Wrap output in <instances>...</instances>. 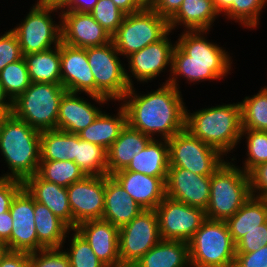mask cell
<instances>
[{"label": "cell", "mask_w": 267, "mask_h": 267, "mask_svg": "<svg viewBox=\"0 0 267 267\" xmlns=\"http://www.w3.org/2000/svg\"><path fill=\"white\" fill-rule=\"evenodd\" d=\"M188 242L160 240L131 267H188Z\"/></svg>", "instance_id": "obj_26"}, {"label": "cell", "mask_w": 267, "mask_h": 267, "mask_svg": "<svg viewBox=\"0 0 267 267\" xmlns=\"http://www.w3.org/2000/svg\"><path fill=\"white\" fill-rule=\"evenodd\" d=\"M41 132L12 113L0 122V150L11 173L2 178L24 182L38 172L40 164Z\"/></svg>", "instance_id": "obj_3"}, {"label": "cell", "mask_w": 267, "mask_h": 267, "mask_svg": "<svg viewBox=\"0 0 267 267\" xmlns=\"http://www.w3.org/2000/svg\"><path fill=\"white\" fill-rule=\"evenodd\" d=\"M267 221V199L251 196L242 207L225 222L236 244L249 231Z\"/></svg>", "instance_id": "obj_30"}, {"label": "cell", "mask_w": 267, "mask_h": 267, "mask_svg": "<svg viewBox=\"0 0 267 267\" xmlns=\"http://www.w3.org/2000/svg\"><path fill=\"white\" fill-rule=\"evenodd\" d=\"M22 188V181L0 177V214L10 210L13 198Z\"/></svg>", "instance_id": "obj_46"}, {"label": "cell", "mask_w": 267, "mask_h": 267, "mask_svg": "<svg viewBox=\"0 0 267 267\" xmlns=\"http://www.w3.org/2000/svg\"><path fill=\"white\" fill-rule=\"evenodd\" d=\"M169 33L171 30L161 40L127 56L129 70L137 81L147 82L156 78L168 65L171 69L175 44L173 45L169 41L170 39L167 37Z\"/></svg>", "instance_id": "obj_20"}, {"label": "cell", "mask_w": 267, "mask_h": 267, "mask_svg": "<svg viewBox=\"0 0 267 267\" xmlns=\"http://www.w3.org/2000/svg\"><path fill=\"white\" fill-rule=\"evenodd\" d=\"M169 167L184 168L204 176L212 174L225 162L222 154L193 136L187 129L167 140Z\"/></svg>", "instance_id": "obj_11"}, {"label": "cell", "mask_w": 267, "mask_h": 267, "mask_svg": "<svg viewBox=\"0 0 267 267\" xmlns=\"http://www.w3.org/2000/svg\"><path fill=\"white\" fill-rule=\"evenodd\" d=\"M74 163L86 176L108 175L107 150L83 140L76 134V158Z\"/></svg>", "instance_id": "obj_34"}, {"label": "cell", "mask_w": 267, "mask_h": 267, "mask_svg": "<svg viewBox=\"0 0 267 267\" xmlns=\"http://www.w3.org/2000/svg\"><path fill=\"white\" fill-rule=\"evenodd\" d=\"M65 92L61 84L31 82L12 102L11 113L40 132L57 129L60 102Z\"/></svg>", "instance_id": "obj_6"}, {"label": "cell", "mask_w": 267, "mask_h": 267, "mask_svg": "<svg viewBox=\"0 0 267 267\" xmlns=\"http://www.w3.org/2000/svg\"><path fill=\"white\" fill-rule=\"evenodd\" d=\"M246 134L248 158L242 170L249 173L257 165L267 162V132L242 129L241 137Z\"/></svg>", "instance_id": "obj_38"}, {"label": "cell", "mask_w": 267, "mask_h": 267, "mask_svg": "<svg viewBox=\"0 0 267 267\" xmlns=\"http://www.w3.org/2000/svg\"><path fill=\"white\" fill-rule=\"evenodd\" d=\"M13 220L10 239L6 242L9 251L33 253L44 247L38 242L35 229L34 198L23 187L10 205Z\"/></svg>", "instance_id": "obj_14"}, {"label": "cell", "mask_w": 267, "mask_h": 267, "mask_svg": "<svg viewBox=\"0 0 267 267\" xmlns=\"http://www.w3.org/2000/svg\"><path fill=\"white\" fill-rule=\"evenodd\" d=\"M71 246L65 251L71 267H106L93 252L91 246L75 229H73Z\"/></svg>", "instance_id": "obj_40"}, {"label": "cell", "mask_w": 267, "mask_h": 267, "mask_svg": "<svg viewBox=\"0 0 267 267\" xmlns=\"http://www.w3.org/2000/svg\"><path fill=\"white\" fill-rule=\"evenodd\" d=\"M5 116V114L0 110V122L2 120V118Z\"/></svg>", "instance_id": "obj_58"}, {"label": "cell", "mask_w": 267, "mask_h": 267, "mask_svg": "<svg viewBox=\"0 0 267 267\" xmlns=\"http://www.w3.org/2000/svg\"><path fill=\"white\" fill-rule=\"evenodd\" d=\"M206 30H184L172 54L171 78L166 80L179 89L177 76L189 82L223 78L231 69V59L217 44L208 42ZM173 74V75H172ZM173 76V77H172Z\"/></svg>", "instance_id": "obj_2"}, {"label": "cell", "mask_w": 267, "mask_h": 267, "mask_svg": "<svg viewBox=\"0 0 267 267\" xmlns=\"http://www.w3.org/2000/svg\"><path fill=\"white\" fill-rule=\"evenodd\" d=\"M61 85L68 92H85L94 101L106 103L107 98L95 95V79L88 64L87 48L60 43Z\"/></svg>", "instance_id": "obj_16"}, {"label": "cell", "mask_w": 267, "mask_h": 267, "mask_svg": "<svg viewBox=\"0 0 267 267\" xmlns=\"http://www.w3.org/2000/svg\"><path fill=\"white\" fill-rule=\"evenodd\" d=\"M38 3L50 4L59 6L64 0H37Z\"/></svg>", "instance_id": "obj_57"}, {"label": "cell", "mask_w": 267, "mask_h": 267, "mask_svg": "<svg viewBox=\"0 0 267 267\" xmlns=\"http://www.w3.org/2000/svg\"><path fill=\"white\" fill-rule=\"evenodd\" d=\"M119 108L116 117L101 111L87 128L78 133L79 137L108 150L127 124L125 109L122 105Z\"/></svg>", "instance_id": "obj_29"}, {"label": "cell", "mask_w": 267, "mask_h": 267, "mask_svg": "<svg viewBox=\"0 0 267 267\" xmlns=\"http://www.w3.org/2000/svg\"><path fill=\"white\" fill-rule=\"evenodd\" d=\"M248 175L251 196L267 199V162L254 167Z\"/></svg>", "instance_id": "obj_45"}, {"label": "cell", "mask_w": 267, "mask_h": 267, "mask_svg": "<svg viewBox=\"0 0 267 267\" xmlns=\"http://www.w3.org/2000/svg\"><path fill=\"white\" fill-rule=\"evenodd\" d=\"M9 252V248L5 241L0 240V261Z\"/></svg>", "instance_id": "obj_56"}, {"label": "cell", "mask_w": 267, "mask_h": 267, "mask_svg": "<svg viewBox=\"0 0 267 267\" xmlns=\"http://www.w3.org/2000/svg\"><path fill=\"white\" fill-rule=\"evenodd\" d=\"M233 267H267V245L251 253H236Z\"/></svg>", "instance_id": "obj_47"}, {"label": "cell", "mask_w": 267, "mask_h": 267, "mask_svg": "<svg viewBox=\"0 0 267 267\" xmlns=\"http://www.w3.org/2000/svg\"><path fill=\"white\" fill-rule=\"evenodd\" d=\"M170 31L169 21L153 9L126 14L112 41L119 55L129 56L161 40Z\"/></svg>", "instance_id": "obj_9"}, {"label": "cell", "mask_w": 267, "mask_h": 267, "mask_svg": "<svg viewBox=\"0 0 267 267\" xmlns=\"http://www.w3.org/2000/svg\"><path fill=\"white\" fill-rule=\"evenodd\" d=\"M118 54L113 41L103 46L87 47L88 64L95 79V95L109 101L122 100L133 86L130 78L133 76L127 73Z\"/></svg>", "instance_id": "obj_8"}, {"label": "cell", "mask_w": 267, "mask_h": 267, "mask_svg": "<svg viewBox=\"0 0 267 267\" xmlns=\"http://www.w3.org/2000/svg\"><path fill=\"white\" fill-rule=\"evenodd\" d=\"M59 6L36 3L19 26L11 29L19 42L23 55L49 50L62 42L61 23L51 18ZM55 46H51V45Z\"/></svg>", "instance_id": "obj_10"}, {"label": "cell", "mask_w": 267, "mask_h": 267, "mask_svg": "<svg viewBox=\"0 0 267 267\" xmlns=\"http://www.w3.org/2000/svg\"><path fill=\"white\" fill-rule=\"evenodd\" d=\"M218 15L213 0H183L177 13L169 20V27L172 30L177 24H183L187 30L208 32Z\"/></svg>", "instance_id": "obj_28"}, {"label": "cell", "mask_w": 267, "mask_h": 267, "mask_svg": "<svg viewBox=\"0 0 267 267\" xmlns=\"http://www.w3.org/2000/svg\"><path fill=\"white\" fill-rule=\"evenodd\" d=\"M210 182L211 176L198 175L184 168L169 167L166 196L206 211Z\"/></svg>", "instance_id": "obj_18"}, {"label": "cell", "mask_w": 267, "mask_h": 267, "mask_svg": "<svg viewBox=\"0 0 267 267\" xmlns=\"http://www.w3.org/2000/svg\"><path fill=\"white\" fill-rule=\"evenodd\" d=\"M182 1L183 0H157L152 9L169 21L181 7Z\"/></svg>", "instance_id": "obj_49"}, {"label": "cell", "mask_w": 267, "mask_h": 267, "mask_svg": "<svg viewBox=\"0 0 267 267\" xmlns=\"http://www.w3.org/2000/svg\"><path fill=\"white\" fill-rule=\"evenodd\" d=\"M144 209L136 203L120 184L105 175V203L102 219L118 228L132 221Z\"/></svg>", "instance_id": "obj_23"}, {"label": "cell", "mask_w": 267, "mask_h": 267, "mask_svg": "<svg viewBox=\"0 0 267 267\" xmlns=\"http://www.w3.org/2000/svg\"><path fill=\"white\" fill-rule=\"evenodd\" d=\"M142 9H152L157 0H135Z\"/></svg>", "instance_id": "obj_55"}, {"label": "cell", "mask_w": 267, "mask_h": 267, "mask_svg": "<svg viewBox=\"0 0 267 267\" xmlns=\"http://www.w3.org/2000/svg\"><path fill=\"white\" fill-rule=\"evenodd\" d=\"M27 192L73 230V217L66 187L42 179L37 173L23 182Z\"/></svg>", "instance_id": "obj_22"}, {"label": "cell", "mask_w": 267, "mask_h": 267, "mask_svg": "<svg viewBox=\"0 0 267 267\" xmlns=\"http://www.w3.org/2000/svg\"><path fill=\"white\" fill-rule=\"evenodd\" d=\"M90 14L111 36L117 32L126 15L112 0H98Z\"/></svg>", "instance_id": "obj_41"}, {"label": "cell", "mask_w": 267, "mask_h": 267, "mask_svg": "<svg viewBox=\"0 0 267 267\" xmlns=\"http://www.w3.org/2000/svg\"><path fill=\"white\" fill-rule=\"evenodd\" d=\"M97 2L98 0H64L59 5V9H62L61 11L90 13Z\"/></svg>", "instance_id": "obj_50"}, {"label": "cell", "mask_w": 267, "mask_h": 267, "mask_svg": "<svg viewBox=\"0 0 267 267\" xmlns=\"http://www.w3.org/2000/svg\"><path fill=\"white\" fill-rule=\"evenodd\" d=\"M117 8H119L125 14L135 13L142 8L136 3L135 0H112Z\"/></svg>", "instance_id": "obj_52"}, {"label": "cell", "mask_w": 267, "mask_h": 267, "mask_svg": "<svg viewBox=\"0 0 267 267\" xmlns=\"http://www.w3.org/2000/svg\"><path fill=\"white\" fill-rule=\"evenodd\" d=\"M75 230L85 238L106 267H121L117 226L103 219H96L79 223Z\"/></svg>", "instance_id": "obj_19"}, {"label": "cell", "mask_w": 267, "mask_h": 267, "mask_svg": "<svg viewBox=\"0 0 267 267\" xmlns=\"http://www.w3.org/2000/svg\"><path fill=\"white\" fill-rule=\"evenodd\" d=\"M62 42L66 45L87 48L103 46L112 41V36L90 13L61 11Z\"/></svg>", "instance_id": "obj_17"}, {"label": "cell", "mask_w": 267, "mask_h": 267, "mask_svg": "<svg viewBox=\"0 0 267 267\" xmlns=\"http://www.w3.org/2000/svg\"><path fill=\"white\" fill-rule=\"evenodd\" d=\"M23 58L31 82L61 84L60 45L43 52L23 55Z\"/></svg>", "instance_id": "obj_32"}, {"label": "cell", "mask_w": 267, "mask_h": 267, "mask_svg": "<svg viewBox=\"0 0 267 267\" xmlns=\"http://www.w3.org/2000/svg\"><path fill=\"white\" fill-rule=\"evenodd\" d=\"M161 240L155 210H144L119 228L121 267H131Z\"/></svg>", "instance_id": "obj_12"}, {"label": "cell", "mask_w": 267, "mask_h": 267, "mask_svg": "<svg viewBox=\"0 0 267 267\" xmlns=\"http://www.w3.org/2000/svg\"><path fill=\"white\" fill-rule=\"evenodd\" d=\"M164 141V142H163ZM169 169V145L167 140L152 139L139 154L131 160L126 171L139 172L152 177H159L165 183Z\"/></svg>", "instance_id": "obj_27"}, {"label": "cell", "mask_w": 267, "mask_h": 267, "mask_svg": "<svg viewBox=\"0 0 267 267\" xmlns=\"http://www.w3.org/2000/svg\"><path fill=\"white\" fill-rule=\"evenodd\" d=\"M151 140V137L126 124L107 150L108 175L126 169L134 156L145 149Z\"/></svg>", "instance_id": "obj_25"}, {"label": "cell", "mask_w": 267, "mask_h": 267, "mask_svg": "<svg viewBox=\"0 0 267 267\" xmlns=\"http://www.w3.org/2000/svg\"><path fill=\"white\" fill-rule=\"evenodd\" d=\"M73 229L87 220L102 219L105 203V175L85 176L67 187Z\"/></svg>", "instance_id": "obj_15"}, {"label": "cell", "mask_w": 267, "mask_h": 267, "mask_svg": "<svg viewBox=\"0 0 267 267\" xmlns=\"http://www.w3.org/2000/svg\"><path fill=\"white\" fill-rule=\"evenodd\" d=\"M242 129L267 132V87L240 102Z\"/></svg>", "instance_id": "obj_35"}, {"label": "cell", "mask_w": 267, "mask_h": 267, "mask_svg": "<svg viewBox=\"0 0 267 267\" xmlns=\"http://www.w3.org/2000/svg\"><path fill=\"white\" fill-rule=\"evenodd\" d=\"M37 174L44 180L62 187L80 181L86 175L74 161H40Z\"/></svg>", "instance_id": "obj_36"}, {"label": "cell", "mask_w": 267, "mask_h": 267, "mask_svg": "<svg viewBox=\"0 0 267 267\" xmlns=\"http://www.w3.org/2000/svg\"><path fill=\"white\" fill-rule=\"evenodd\" d=\"M8 97L5 95L2 85L0 83V110L6 115L11 113L12 102L10 100H6Z\"/></svg>", "instance_id": "obj_53"}, {"label": "cell", "mask_w": 267, "mask_h": 267, "mask_svg": "<svg viewBox=\"0 0 267 267\" xmlns=\"http://www.w3.org/2000/svg\"><path fill=\"white\" fill-rule=\"evenodd\" d=\"M34 212L38 242L44 248H62L69 230L72 229L44 204L35 200Z\"/></svg>", "instance_id": "obj_31"}, {"label": "cell", "mask_w": 267, "mask_h": 267, "mask_svg": "<svg viewBox=\"0 0 267 267\" xmlns=\"http://www.w3.org/2000/svg\"><path fill=\"white\" fill-rule=\"evenodd\" d=\"M233 2H236V0H213L214 7L219 15L225 13L233 5Z\"/></svg>", "instance_id": "obj_54"}, {"label": "cell", "mask_w": 267, "mask_h": 267, "mask_svg": "<svg viewBox=\"0 0 267 267\" xmlns=\"http://www.w3.org/2000/svg\"><path fill=\"white\" fill-rule=\"evenodd\" d=\"M76 134L59 129L41 131L40 161H75Z\"/></svg>", "instance_id": "obj_33"}, {"label": "cell", "mask_w": 267, "mask_h": 267, "mask_svg": "<svg viewBox=\"0 0 267 267\" xmlns=\"http://www.w3.org/2000/svg\"><path fill=\"white\" fill-rule=\"evenodd\" d=\"M111 176L144 210H155L166 196V183L159 177L125 169Z\"/></svg>", "instance_id": "obj_21"}, {"label": "cell", "mask_w": 267, "mask_h": 267, "mask_svg": "<svg viewBox=\"0 0 267 267\" xmlns=\"http://www.w3.org/2000/svg\"><path fill=\"white\" fill-rule=\"evenodd\" d=\"M0 83L11 102L30 86L31 81L24 58L6 65L1 70Z\"/></svg>", "instance_id": "obj_37"}, {"label": "cell", "mask_w": 267, "mask_h": 267, "mask_svg": "<svg viewBox=\"0 0 267 267\" xmlns=\"http://www.w3.org/2000/svg\"><path fill=\"white\" fill-rule=\"evenodd\" d=\"M267 245V221L259 225L235 244L236 253H251Z\"/></svg>", "instance_id": "obj_43"}, {"label": "cell", "mask_w": 267, "mask_h": 267, "mask_svg": "<svg viewBox=\"0 0 267 267\" xmlns=\"http://www.w3.org/2000/svg\"><path fill=\"white\" fill-rule=\"evenodd\" d=\"M232 164V165H231ZM251 197L248 173L225 161L211 176L206 218L226 221Z\"/></svg>", "instance_id": "obj_5"}, {"label": "cell", "mask_w": 267, "mask_h": 267, "mask_svg": "<svg viewBox=\"0 0 267 267\" xmlns=\"http://www.w3.org/2000/svg\"><path fill=\"white\" fill-rule=\"evenodd\" d=\"M185 129L225 155L242 138L240 102L206 108L195 113H188L186 109Z\"/></svg>", "instance_id": "obj_4"}, {"label": "cell", "mask_w": 267, "mask_h": 267, "mask_svg": "<svg viewBox=\"0 0 267 267\" xmlns=\"http://www.w3.org/2000/svg\"><path fill=\"white\" fill-rule=\"evenodd\" d=\"M267 0H236L224 13L229 19L238 20L247 28H255L259 23V15Z\"/></svg>", "instance_id": "obj_39"}, {"label": "cell", "mask_w": 267, "mask_h": 267, "mask_svg": "<svg viewBox=\"0 0 267 267\" xmlns=\"http://www.w3.org/2000/svg\"><path fill=\"white\" fill-rule=\"evenodd\" d=\"M0 267H31L30 253L9 251L0 261Z\"/></svg>", "instance_id": "obj_48"}, {"label": "cell", "mask_w": 267, "mask_h": 267, "mask_svg": "<svg viewBox=\"0 0 267 267\" xmlns=\"http://www.w3.org/2000/svg\"><path fill=\"white\" fill-rule=\"evenodd\" d=\"M78 93L66 91L62 96L59 114L57 119V129L71 134H78L87 128L99 115L101 110L90 102L78 97Z\"/></svg>", "instance_id": "obj_24"}, {"label": "cell", "mask_w": 267, "mask_h": 267, "mask_svg": "<svg viewBox=\"0 0 267 267\" xmlns=\"http://www.w3.org/2000/svg\"><path fill=\"white\" fill-rule=\"evenodd\" d=\"M23 58L15 33L10 30L0 36V72L8 64Z\"/></svg>", "instance_id": "obj_44"}, {"label": "cell", "mask_w": 267, "mask_h": 267, "mask_svg": "<svg viewBox=\"0 0 267 267\" xmlns=\"http://www.w3.org/2000/svg\"><path fill=\"white\" fill-rule=\"evenodd\" d=\"M155 211L162 240L188 242L207 219L204 210L168 196H165Z\"/></svg>", "instance_id": "obj_13"}, {"label": "cell", "mask_w": 267, "mask_h": 267, "mask_svg": "<svg viewBox=\"0 0 267 267\" xmlns=\"http://www.w3.org/2000/svg\"><path fill=\"white\" fill-rule=\"evenodd\" d=\"M61 249L43 248L30 253L31 267H71L67 254Z\"/></svg>", "instance_id": "obj_42"}, {"label": "cell", "mask_w": 267, "mask_h": 267, "mask_svg": "<svg viewBox=\"0 0 267 267\" xmlns=\"http://www.w3.org/2000/svg\"><path fill=\"white\" fill-rule=\"evenodd\" d=\"M133 88L130 87L121 100L130 127L152 139L154 134L160 133L161 139L165 140L185 129L186 107L181 91L175 86L165 83L161 88L140 96Z\"/></svg>", "instance_id": "obj_1"}, {"label": "cell", "mask_w": 267, "mask_h": 267, "mask_svg": "<svg viewBox=\"0 0 267 267\" xmlns=\"http://www.w3.org/2000/svg\"><path fill=\"white\" fill-rule=\"evenodd\" d=\"M13 220L10 211L0 214V240L7 242L12 232Z\"/></svg>", "instance_id": "obj_51"}, {"label": "cell", "mask_w": 267, "mask_h": 267, "mask_svg": "<svg viewBox=\"0 0 267 267\" xmlns=\"http://www.w3.org/2000/svg\"><path fill=\"white\" fill-rule=\"evenodd\" d=\"M190 267H233L236 248L225 221L206 219L188 241Z\"/></svg>", "instance_id": "obj_7"}]
</instances>
